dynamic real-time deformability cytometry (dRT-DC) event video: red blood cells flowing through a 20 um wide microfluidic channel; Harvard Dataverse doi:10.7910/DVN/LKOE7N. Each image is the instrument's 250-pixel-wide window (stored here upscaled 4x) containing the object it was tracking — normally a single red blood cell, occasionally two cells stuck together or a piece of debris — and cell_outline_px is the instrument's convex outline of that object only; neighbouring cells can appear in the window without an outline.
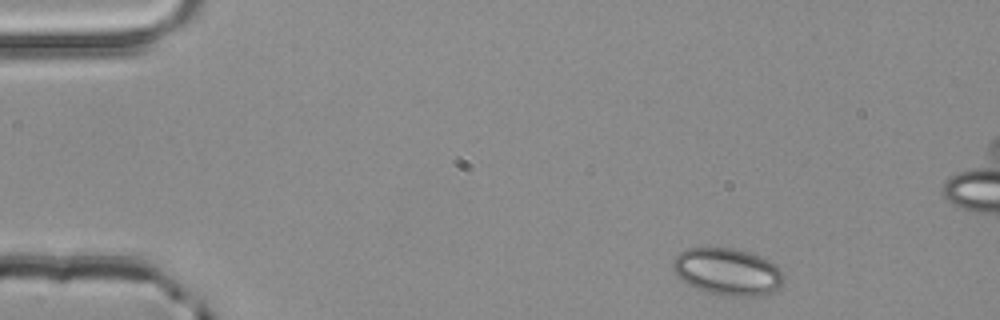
{"species": "common noctule bat (a hibernating species)", "species_latin": "Nyctalus noctula", "temperature_condition": "room temperature", "stored_images_in_passage": 4, "camera_frame_rate_fps": 3000, "um_per_image_px": 0.085, "animal": {"sex": "male", "body_mass_g": 20.4}, "frame": {"image": 1, "passage_image": 1, "time_ms": 0.0, "image_size_px": [1000, 320], "cell_outline_px": [[784, 280], [780, 288], [764, 296], [720, 296], [704, 292], [688, 284], [676, 276], [672, 272], [672, 260], [680, 252], [688, 248], [732, 248], [748, 252], [760, 256], [776, 264], [780, 268], [784, 276]], "centroid_in_image_um": [61.84, 23.12], "position_along_channel_um": 23.2, "area_um2": 30.92}}